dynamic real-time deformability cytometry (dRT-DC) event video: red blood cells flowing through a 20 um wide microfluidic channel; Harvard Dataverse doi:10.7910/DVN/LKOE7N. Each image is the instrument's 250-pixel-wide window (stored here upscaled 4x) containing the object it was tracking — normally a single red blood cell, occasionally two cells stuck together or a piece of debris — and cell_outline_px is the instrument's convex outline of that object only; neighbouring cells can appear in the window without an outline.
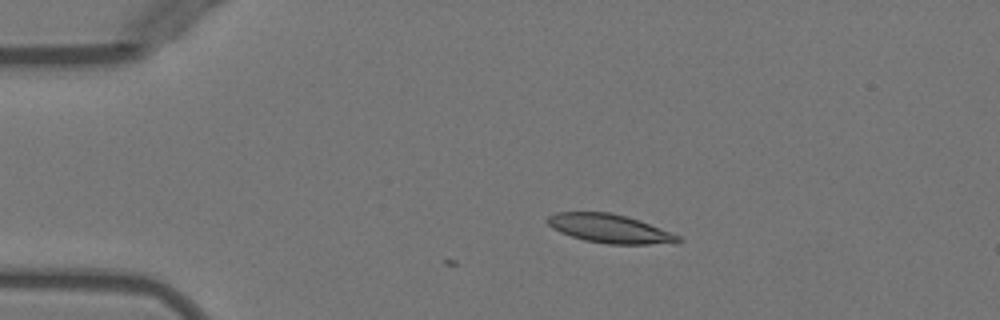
{"species": "Egyptian fruit bat (a non-hibernating species)", "species_latin": "Rousettus aegyptiacus", "temperature_condition": "warm", "stored_images_in_passage": 10, "camera_frame_rate_fps": 3000, "um_per_image_px": 0.085, "animal": {"sex": "female"}, "frame": {"image": 1, "passage_image": 10, "time_ms": 3.0, "image_size_px": [1000, 320], "cell_outline_px": [[684, 240], [648, 244], [608, 244], [584, 240], [560, 232], [552, 228], [548, 224], [548, 216], [556, 212], [612, 212], [648, 224], [680, 236]], "centroid_in_image_um": [51.74, 19.42], "position_along_channel_um": 33.3, "area_um2": 21.27}}